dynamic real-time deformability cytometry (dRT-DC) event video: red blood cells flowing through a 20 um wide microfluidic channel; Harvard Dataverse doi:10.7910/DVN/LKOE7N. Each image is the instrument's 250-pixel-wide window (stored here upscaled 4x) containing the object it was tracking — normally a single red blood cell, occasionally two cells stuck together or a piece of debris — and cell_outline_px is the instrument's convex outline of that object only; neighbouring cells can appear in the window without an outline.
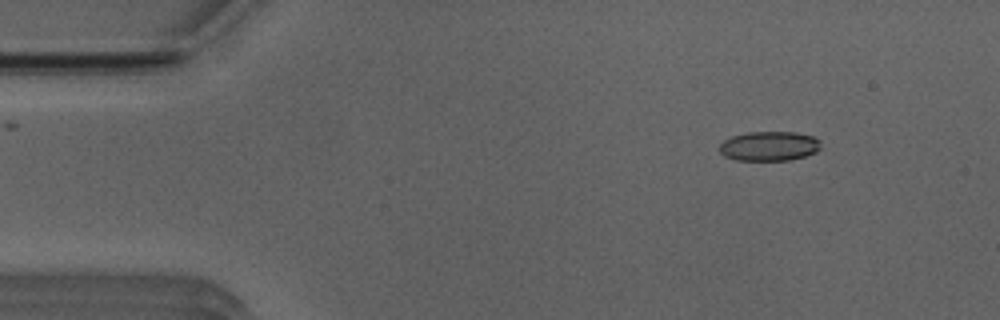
{"species": "Egyptian fruit bat (a non-hibernating species)", "species_latin": "Rousettus aegyptiacus", "temperature_condition": "room temperature", "stored_images_in_passage": 14, "camera_frame_rate_fps": 3000, "um_per_image_px": 0.085, "animal": {"sex": "male"}, "frame": {"image": 1, "passage_image": 5, "time_ms": 1.333, "image_size_px": [1000, 320], "cell_outline_px": [[820, 148], [816, 152], [804, 156], [788, 160], [736, 160], [724, 156], [720, 152], [720, 144], [724, 140], [732, 136], [748, 132], [796, 132], [812, 136], [820, 140]], "centroid_in_image_um": [65.38, 12.41], "position_along_channel_um": 19.6, "area_um2": 17.4}}